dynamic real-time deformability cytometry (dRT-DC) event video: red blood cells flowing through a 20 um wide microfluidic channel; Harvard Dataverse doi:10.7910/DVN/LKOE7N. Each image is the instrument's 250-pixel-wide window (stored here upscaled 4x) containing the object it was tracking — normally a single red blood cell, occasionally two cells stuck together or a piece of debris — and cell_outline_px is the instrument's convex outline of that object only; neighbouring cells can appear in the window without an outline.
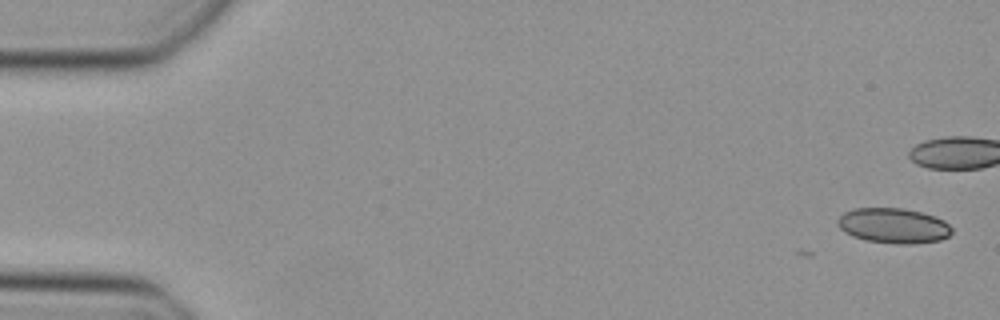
{"species": "Egyptian fruit bat (a non-hibernating species)", "species_latin": "Rousettus aegyptiacus", "temperature_condition": "cold", "stored_images_in_passage": 3, "camera_frame_rate_fps": 3000, "um_per_image_px": 0.085, "animal": {"sex": "female"}, "frame": {"image": 1, "passage_image": 3, "time_ms": 0.667, "image_size_px": [1000, 320], "cell_outline_px": [[952, 232], [948, 236], [940, 240], [912, 244], [896, 244], [868, 240], [852, 236], [844, 232], [836, 224], [836, 220], [844, 212], [856, 208], [904, 208], [920, 212], [944, 220], [952, 228]], "centroid_in_image_um": [75.92, 19.18], "position_along_channel_um": 9.1, "area_um2": 23.35}}